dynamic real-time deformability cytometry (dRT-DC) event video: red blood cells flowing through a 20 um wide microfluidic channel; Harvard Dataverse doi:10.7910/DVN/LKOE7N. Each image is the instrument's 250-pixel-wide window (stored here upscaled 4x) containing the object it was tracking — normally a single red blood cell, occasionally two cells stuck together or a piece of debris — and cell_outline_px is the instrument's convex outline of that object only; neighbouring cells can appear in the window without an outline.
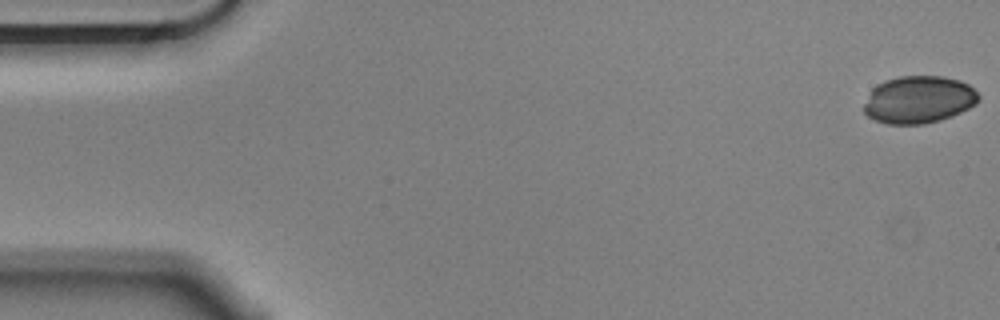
{"species": "Egyptian fruit bat (a non-hibernating species)", "species_latin": "Rousettus aegyptiacus", "temperature_condition": "cold", "stored_images_in_passage": 17, "camera_frame_rate_fps": 3000, "um_per_image_px": 0.085, "animal": {"sex": "male"}, "frame": {"image": 1, "passage_image": 1, "time_ms": 0.0, "image_size_px": [1000, 320], "cell_outline_px": [[980, 96], [976, 104], [952, 116], [940, 120], [924, 124], [888, 124], [876, 120], [868, 116], [864, 112], [864, 104], [872, 88], [876, 84], [884, 80], [900, 76], [944, 76], [960, 80], [968, 84]], "centroid_in_image_um": [78.08, 8.46], "position_along_channel_um": 6.9, "area_um2": 31.73}}
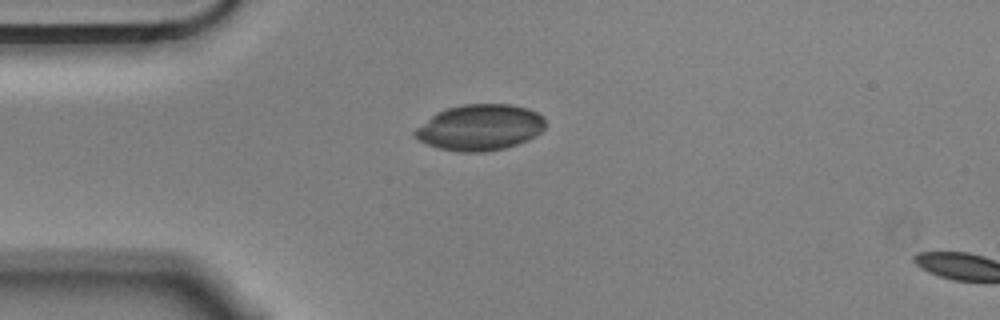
{"frame": {"image": 2, "passage_image": 14, "time_ms": 4.333, "image_size_px": [1000, 320], "cell_outline_px": [[544, 128], [536, 136], [528, 140], [504, 148], [484, 152], [456, 152], [440, 148], [428, 144], [412, 136], [412, 132], [416, 128], [436, 112], [448, 108], [464, 104], [512, 104], [528, 108], [544, 116]], "centroid_in_image_um": [40.79, 10.83], "position_along_channel_um": 44.2, "area_um2": 35.03}}